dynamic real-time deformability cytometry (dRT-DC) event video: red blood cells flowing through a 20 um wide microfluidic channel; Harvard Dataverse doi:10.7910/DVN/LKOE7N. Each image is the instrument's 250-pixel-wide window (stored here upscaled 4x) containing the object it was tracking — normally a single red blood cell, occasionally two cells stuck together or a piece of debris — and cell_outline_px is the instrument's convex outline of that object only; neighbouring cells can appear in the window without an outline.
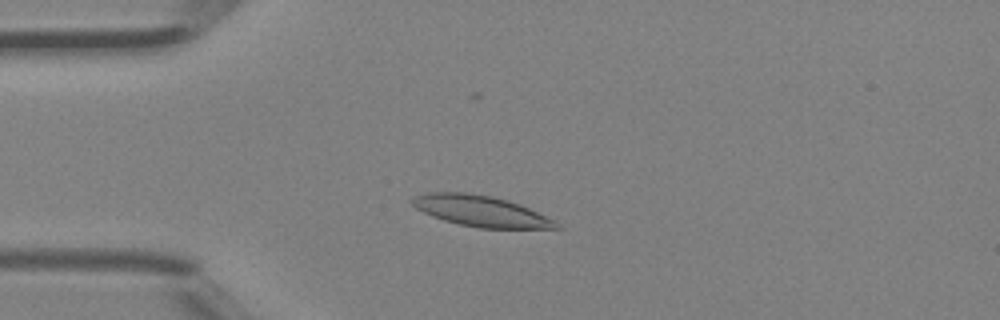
{"species": "Egyptian fruit bat (a non-hibernating species)", "species_latin": "Rousettus aegyptiacus", "temperature_condition": "room temperature", "stored_images_in_passage": 2, "camera_frame_rate_fps": 3000, "um_per_image_px": 0.085, "animal": {"sex": "female"}, "frame": {"image": 1, "passage_image": 2, "time_ms": 0.333, "image_size_px": [1000, 320], "cell_outline_px": [[560, 228], [480, 228], [460, 224], [444, 220], [432, 216], [416, 208], [408, 200], [416, 196], [428, 192], [468, 192], [492, 196], [508, 200], [520, 204], [556, 220], [560, 224]], "centroid_in_image_um": [40.88, 17.93], "position_along_channel_um": 44.1, "area_um2": 25.95}}